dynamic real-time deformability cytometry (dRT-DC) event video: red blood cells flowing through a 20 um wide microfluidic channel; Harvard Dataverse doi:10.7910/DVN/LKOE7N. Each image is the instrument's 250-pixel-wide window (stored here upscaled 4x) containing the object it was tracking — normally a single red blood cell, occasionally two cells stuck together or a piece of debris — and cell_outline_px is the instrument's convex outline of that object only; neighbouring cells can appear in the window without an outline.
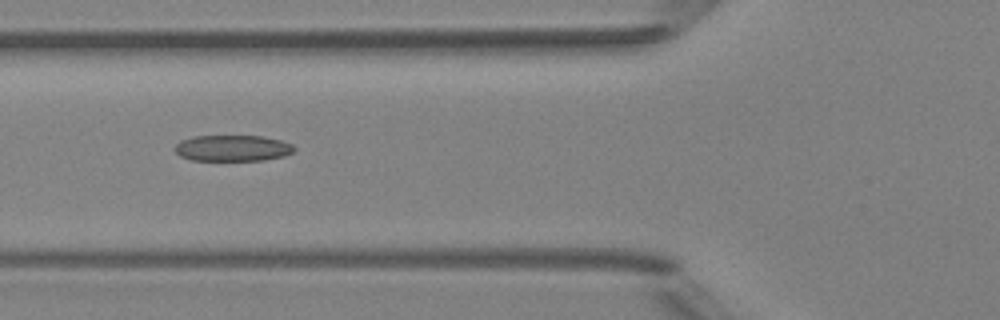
{"species": "Egyptian fruit bat (a non-hibernating species)", "species_latin": "Rousettus aegyptiacus", "temperature_condition": "room temperature", "stored_images_in_passage": 7, "camera_frame_rate_fps": 3000, "um_per_image_px": 0.085, "animal": {"sex": "female"}, "frame": {"image": 1, "passage_image": 6, "time_ms": 5.667, "image_size_px": [1000, 320], "cell_outline_px": [[296, 148], [292, 152], [284, 156], [264, 160], [192, 160], [180, 156], [176, 152], [176, 144], [180, 140], [192, 136], [260, 136], [280, 140], [292, 144]], "centroid_in_image_um": [19.77, 12.59], "position_along_channel_um": 106.0, "area_um2": 18.09}}
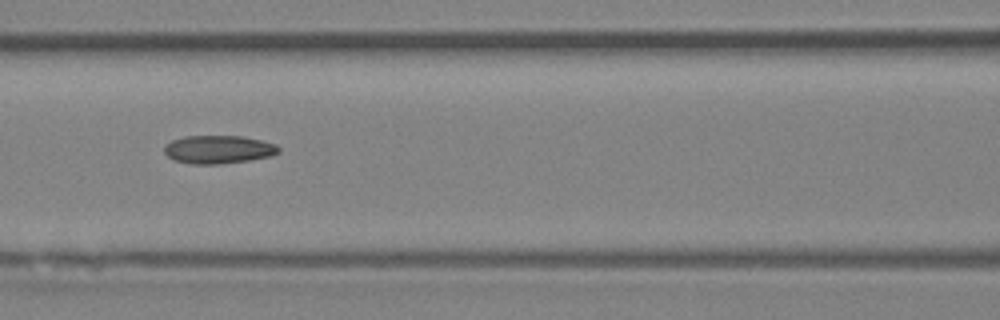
{"frame": {"image": 2, "passage_image": 7, "time_ms": 6.667, "image_size_px": [1000, 320], "cell_outline_px": [[280, 152], [272, 156], [248, 160], [216, 164], [192, 164], [176, 160], [168, 156], [164, 152], [164, 144], [172, 140], [184, 136], [244, 136], [276, 144], [280, 148]], "centroid_in_image_um": [18.57, 12.69], "position_along_channel_um": 148.0, "area_um2": 18.79}}